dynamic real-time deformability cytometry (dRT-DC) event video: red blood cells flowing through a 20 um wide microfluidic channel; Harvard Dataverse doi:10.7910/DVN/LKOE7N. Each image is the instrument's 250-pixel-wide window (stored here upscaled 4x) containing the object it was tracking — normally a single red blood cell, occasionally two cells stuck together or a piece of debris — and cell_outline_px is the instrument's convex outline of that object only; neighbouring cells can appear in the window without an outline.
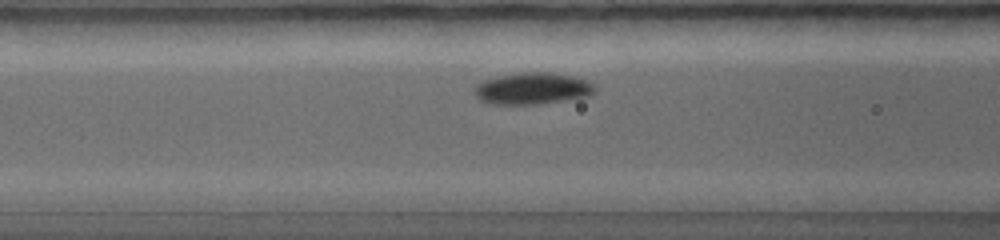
{"species": "common noctule bat (a hibernating species)", "species_latin": "Nyctalus noctula", "temperature_condition": "warm", "stored_images_in_passage": 31, "camera_frame_rate_fps": 5000, "um_per_image_px": 0.085, "animal": {"sex": "female", "body_mass_g": 19.0, "forearm_length_mm": 56.7}, "frame": {"image": 1, "passage_image": 9, "time_ms": 1.6, "image_size_px": [1000, 240], "cell_outline_px": [[592, 92], [588, 96], [536, 104], [492, 104], [480, 100], [476, 96], [476, 88], [484, 80], [516, 72], [552, 72], [572, 76], [584, 80], [592, 84]], "centroid_in_image_um": [45.22, 7.51], "position_along_channel_um": 121.4, "area_um2": 21.68}}
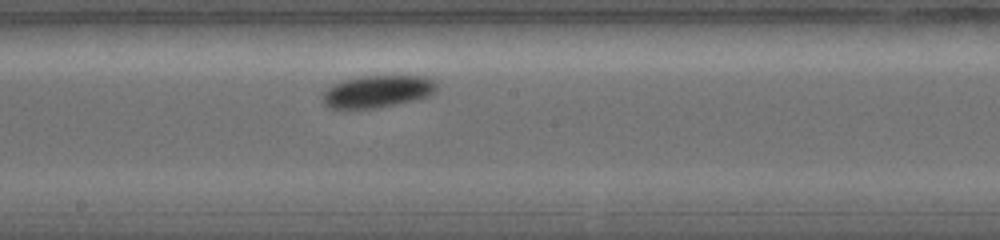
{"frame": {"image": 2, "passage_image": 16, "time_ms": 3.0, "image_size_px": [1000, 240], "cell_outline_px": [[436, 88], [428, 96], [412, 100], [376, 108], [328, 108], [324, 104], [324, 92], [328, 88], [344, 80], [360, 76], [424, 76], [432, 80], [436, 84]], "centroid_in_image_um": [32.07, 7.77], "position_along_channel_um": 216.1, "area_um2": 20.87}}
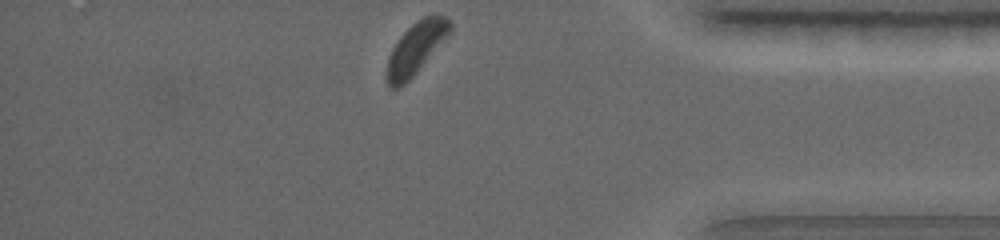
{"frame": {"image": 3, "passage_image": 31, "time_ms": 6.0, "image_size_px": [1000, 240], "cell_outline_px": [[452, 32], [416, 72], [404, 84], [396, 88], [392, 88], [388, 84], [388, 60], [392, 48], [400, 36], [412, 24], [424, 16], [444, 16], [452, 24]], "centroid_in_image_um": [35.39, 4.07], "position_along_channel_um": 399.8, "area_um2": 18.5}}